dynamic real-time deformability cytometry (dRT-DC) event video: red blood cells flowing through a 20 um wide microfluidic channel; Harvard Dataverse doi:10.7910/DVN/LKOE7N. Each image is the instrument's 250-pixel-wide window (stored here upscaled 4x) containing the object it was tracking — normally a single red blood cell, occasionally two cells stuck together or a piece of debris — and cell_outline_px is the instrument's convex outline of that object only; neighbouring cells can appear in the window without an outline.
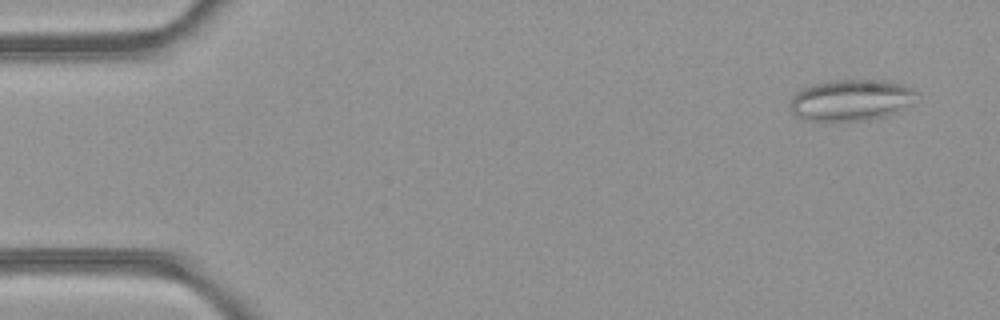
{"species": "common noctule bat (a hibernating species)", "species_latin": "Nyctalus noctula", "temperature_condition": "room temperature", "stored_images_in_passage": 49, "camera_frame_rate_fps": 3000, "um_per_image_px": 0.085, "animal": {"sex": "female", "body_mass_g": 21.9}, "frame": {"image": 1, "passage_image": 3, "time_ms": 0.667, "image_size_px": [1000, 320], "cell_outline_px": [[916, 92], [912, 104], [896, 112], [884, 116], [864, 120], [804, 120], [796, 116], [792, 112], [792, 96], [796, 92], [812, 84], [836, 80], [884, 80], [900, 84], [912, 88]], "centroid_in_image_um": [72.34, 8.5], "position_along_channel_um": 12.7, "area_um2": 30.0}}
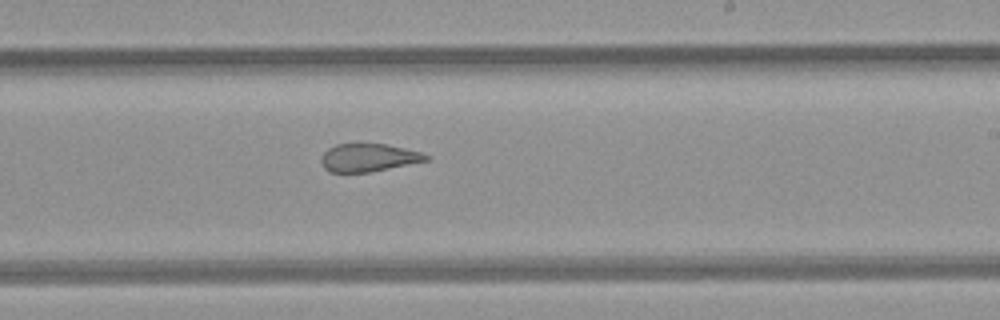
{"frame": {"image": 2, "passage_image": 29, "time_ms": 9.333, "image_size_px": [1000, 320], "cell_outline_px": [[432, 156], [428, 160], [368, 172], [328, 172], [324, 168], [320, 160], [324, 152], [328, 148], [336, 144], [388, 144], [420, 152]], "centroid_in_image_um": [31.3, 13.39], "position_along_channel_um": 257.7, "area_um2": 16.94}}
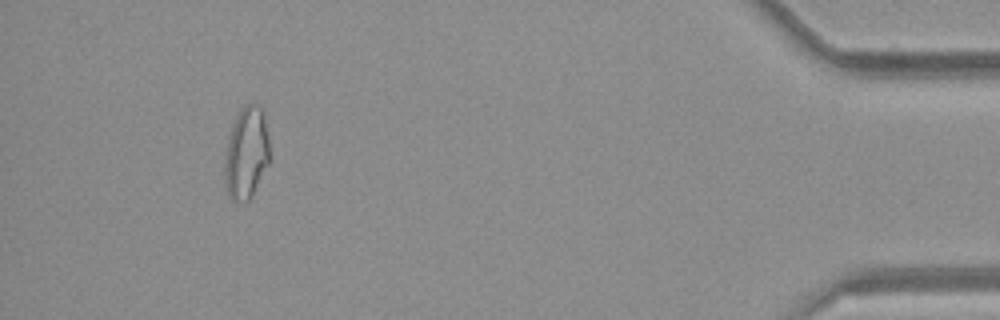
{"frame": {"image": 3, "passage_image": 45, "time_ms": 14.667, "image_size_px": [1000, 320], "cell_outline_px": [[272, 160], [248, 200], [244, 204], [232, 200], [228, 192], [224, 172], [224, 168], [228, 140], [232, 124], [236, 116], [244, 104], [260, 104], [264, 108]], "centroid_in_image_um": [21.0, 12.96], "position_along_channel_um": 414.2, "area_um2": 24.57}, "authors_computed_cell_mechanics": {"area_um2": 22.1374, "velocity_mm_per_s": 4.2722, "shape_relaxation_time_tau1_ms": null, "shape_relaxation_time_tau2_ms": 1.542, "deformation_change_tau1": null, "deformation_change_tau2": 0.102}}